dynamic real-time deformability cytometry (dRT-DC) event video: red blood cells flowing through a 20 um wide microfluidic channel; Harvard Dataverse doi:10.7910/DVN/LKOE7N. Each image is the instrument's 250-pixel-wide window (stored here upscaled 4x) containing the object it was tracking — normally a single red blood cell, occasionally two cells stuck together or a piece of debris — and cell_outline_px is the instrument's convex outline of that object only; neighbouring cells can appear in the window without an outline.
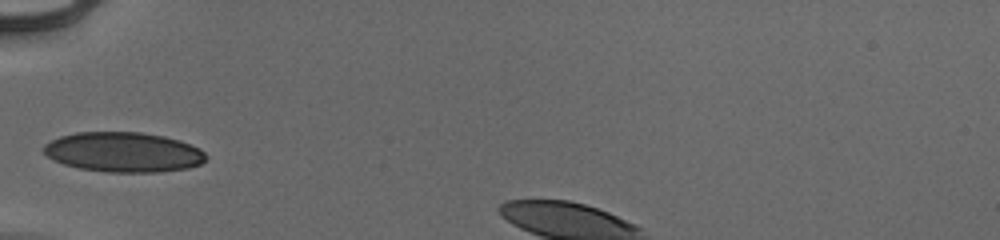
{"species": "human", "species_latin": "Homo sapiens", "temperature_condition": "cold", "stored_images_in_passage": 32, "camera_frame_rate_fps": 3000, "um_per_image_px": 0.085, "donor": {"sex": "male"}, "frame": {"image": 1, "passage_image": 1, "time_ms": 0.0, "image_size_px": [1000, 240], "cell_outline_px": [[208, 156], [200, 164], [188, 168], [156, 172], [108, 172], [80, 168], [64, 164], [52, 160], [44, 152], [44, 144], [60, 136], [76, 132], [140, 132], [164, 136], [180, 140], [200, 148]], "centroid_in_image_um": [10.5, 12.92], "position_along_channel_um": 74.5, "area_um2": 37.74}}
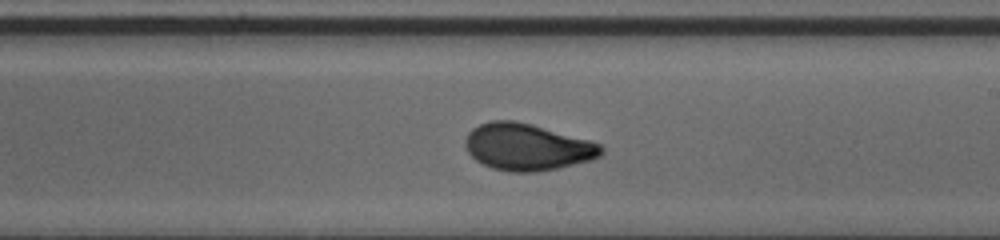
{"frame": {"image": 2, "passage_image": 14, "time_ms": 4.333, "image_size_px": [1000, 240], "cell_outline_px": [[604, 152], [600, 156], [592, 160], [556, 168], [536, 172], [508, 172], [492, 168], [476, 160], [468, 152], [464, 144], [464, 140], [468, 132], [472, 128], [480, 124], [492, 120], [516, 120], [532, 124], [592, 140], [600, 144], [604, 148]], "centroid_in_image_um": [44.82, 12.48], "position_along_channel_um": 244.2, "area_um2": 37.4}}
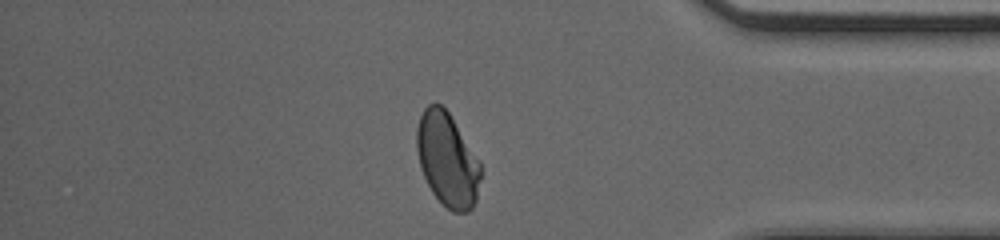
{"frame": {"image": 3, "passage_image": 27, "time_ms": 8.667, "image_size_px": [1000, 240], "cell_outline_px": [[480, 180], [476, 200], [472, 208], [468, 212], [452, 212], [432, 192], [424, 176], [420, 164], [416, 148], [416, 128], [420, 116], [424, 108], [428, 104], [440, 104], [448, 112], [480, 160]], "centroid_in_image_um": [38.02, 13.56], "position_along_channel_um": 397.2, "area_um2": 34.68}}